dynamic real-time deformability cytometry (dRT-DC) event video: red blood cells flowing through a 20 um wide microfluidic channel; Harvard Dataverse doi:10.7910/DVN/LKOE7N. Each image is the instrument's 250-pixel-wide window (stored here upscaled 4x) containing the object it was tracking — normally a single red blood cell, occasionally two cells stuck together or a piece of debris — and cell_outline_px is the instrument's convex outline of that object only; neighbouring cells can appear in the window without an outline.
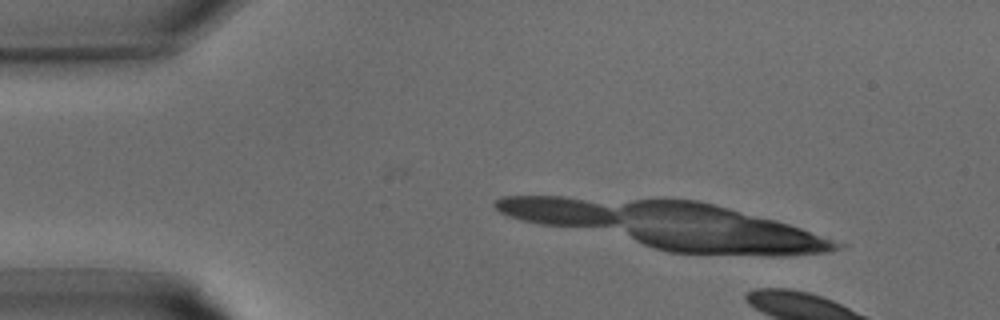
{"species": "common noctule bat (a hibernating species)", "species_latin": "Nyctalus noctula", "temperature_condition": "warm", "stored_images_in_passage": 7, "camera_frame_rate_fps": 3000, "um_per_image_px": 0.085, "animal": {"sex": "male", "body_mass_g": 15.6}, "frame": {"image": 1, "passage_image": 3, "time_ms": 0.667, "image_size_px": [1000, 320], "cell_outline_px": [[808, 244], [804, 248], [708, 248], [764, 224], [772, 224], [788, 228], [800, 232], [804, 236]], "centroid_in_image_um": [65.13, 20.29], "position_along_channel_um": 19.9, "area_um2": 10.92}}